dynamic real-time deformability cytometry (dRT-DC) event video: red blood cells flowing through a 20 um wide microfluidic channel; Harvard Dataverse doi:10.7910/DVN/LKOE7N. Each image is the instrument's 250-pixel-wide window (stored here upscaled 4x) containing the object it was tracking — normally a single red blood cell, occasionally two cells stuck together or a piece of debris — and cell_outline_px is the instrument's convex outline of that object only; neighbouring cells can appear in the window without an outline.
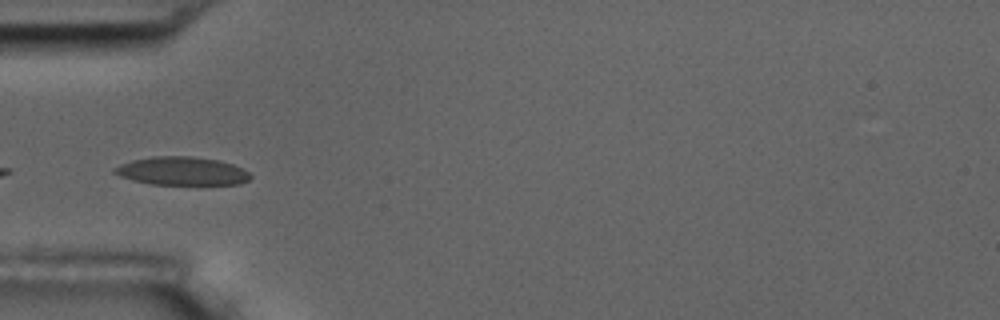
{"species": "common noctule bat (a hibernating species)", "species_latin": "Nyctalus noctula", "temperature_condition": "room temperature", "stored_images_in_passage": 9, "camera_frame_rate_fps": 3000, "um_per_image_px": 0.085, "animal": {"sex": "male", "body_mass_g": 17.5, "forearm_length_mm": 52.3}, "frame": {"image": 1, "passage_image": 1, "time_ms": 0.0, "image_size_px": [1000, 320], "cell_outline_px": [[252, 176], [248, 180], [240, 184], [152, 184], [132, 180], [120, 176], [112, 172], [112, 168], [120, 164], [132, 160], [152, 156], [192, 156], [216, 160], [232, 164], [248, 172]], "centroid_in_image_um": [15.42, 14.53], "position_along_channel_um": 69.6, "area_um2": 22.31}}